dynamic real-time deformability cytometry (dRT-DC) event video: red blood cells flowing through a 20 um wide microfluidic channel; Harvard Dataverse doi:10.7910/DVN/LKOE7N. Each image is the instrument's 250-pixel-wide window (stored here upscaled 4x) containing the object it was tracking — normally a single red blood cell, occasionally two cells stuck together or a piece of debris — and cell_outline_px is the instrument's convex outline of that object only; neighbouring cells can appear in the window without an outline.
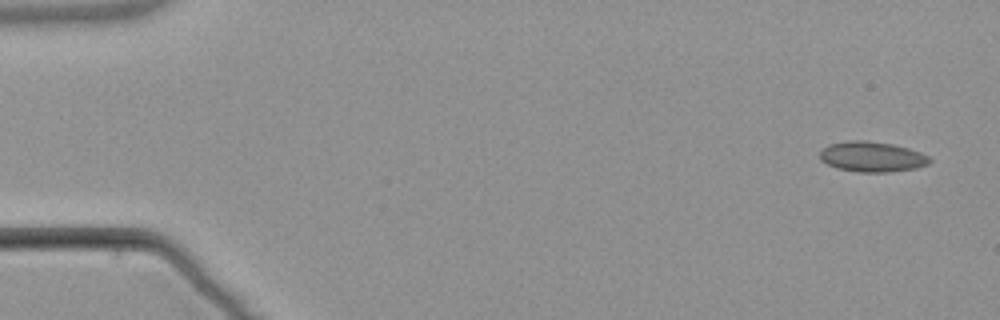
{"species": "common noctule bat (a hibernating species)", "species_latin": "Nyctalus noctula", "temperature_condition": "warm", "stored_images_in_passage": 4, "camera_frame_rate_fps": 3000, "um_per_image_px": 0.085, "animal": {"sex": "male", "body_mass_g": 21.5, "forearm_length_mm": 52.0}, "frame": {"image": 1, "passage_image": 1, "time_ms": 0.0, "image_size_px": [1000, 320], "cell_outline_px": [[932, 160], [928, 164], [916, 168], [888, 172], [856, 172], [836, 168], [820, 160], [820, 152], [828, 144], [848, 140], [868, 140], [892, 144], [908, 148], [920, 152], [928, 156]], "centroid_in_image_um": [74.11, 13.32], "position_along_channel_um": 10.9, "area_um2": 19.48}}
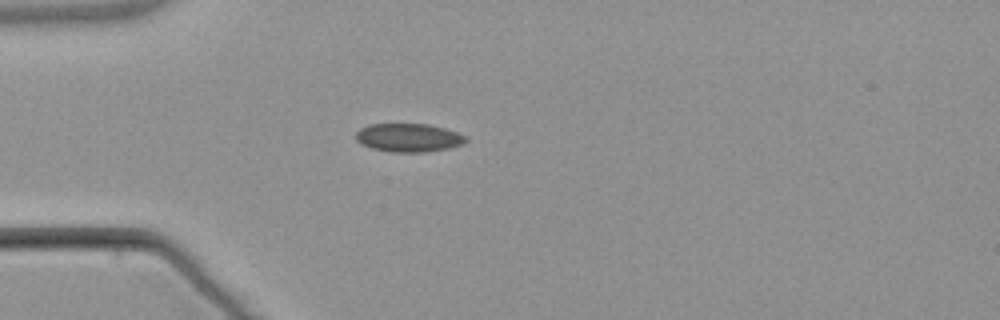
{"frame": {"image": 2, "passage_image": 4, "time_ms": 4.333, "image_size_px": [1000, 320], "cell_outline_px": [[468, 140], [464, 144], [448, 148], [424, 152], [392, 152], [372, 148], [360, 144], [356, 140], [356, 132], [360, 128], [368, 124], [428, 124], [444, 128], [468, 136]], "centroid_in_image_um": [34.73, 11.7], "position_along_channel_um": 50.3, "area_um2": 18.32}}